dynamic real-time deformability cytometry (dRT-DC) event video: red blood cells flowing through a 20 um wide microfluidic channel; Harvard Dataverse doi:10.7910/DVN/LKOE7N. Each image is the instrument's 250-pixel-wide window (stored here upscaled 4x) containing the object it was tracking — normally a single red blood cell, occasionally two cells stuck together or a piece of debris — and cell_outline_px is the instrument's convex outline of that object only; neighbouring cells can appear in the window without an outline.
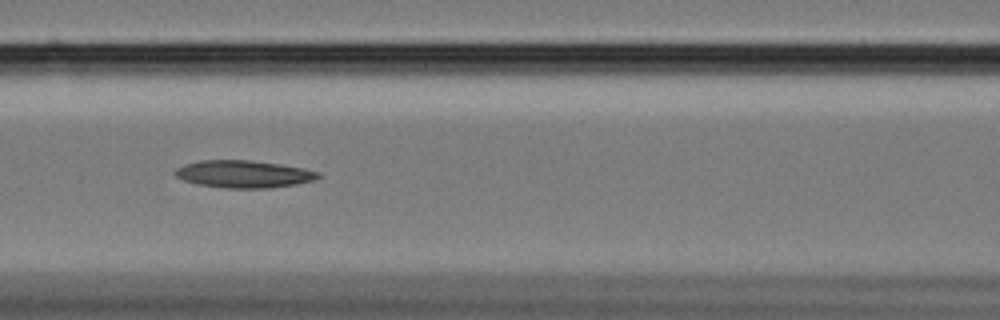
{"species": "Egyptian fruit bat (a non-hibernating species)", "species_latin": "Rousettus aegyptiacus", "temperature_condition": "cold", "stored_images_in_passage": 22, "camera_frame_rate_fps": 3000, "um_per_image_px": 0.085, "animal": {"sex": "female"}, "frame": {"image": 1, "passage_image": 11, "time_ms": 3.333, "image_size_px": [1000, 320], "cell_outline_px": [[320, 176], [316, 180], [296, 184], [268, 188], [224, 188], [200, 184], [184, 180], [176, 176], [172, 172], [176, 168], [200, 160], [248, 160], [280, 164], [304, 168], [320, 172]], "centroid_in_image_um": [20.74, 14.79], "position_along_channel_um": 145.9, "area_um2": 22.72}}
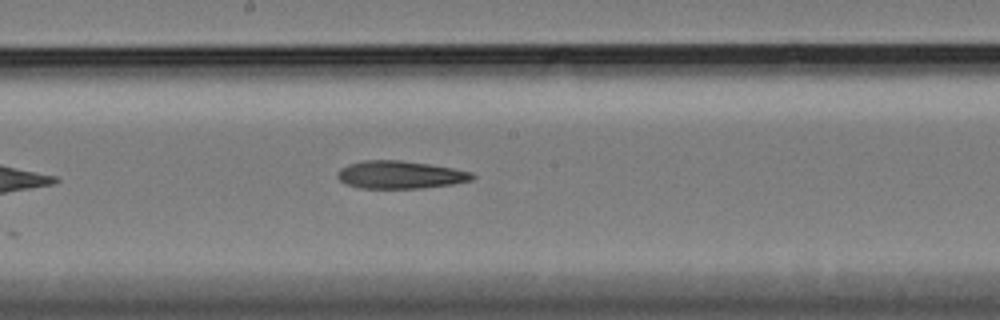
{"frame": {"image": 2, "passage_image": 17, "time_ms": 5.333, "image_size_px": [1000, 320], "cell_outline_px": [[476, 176], [472, 180], [452, 184], [424, 188], [360, 188], [344, 184], [336, 176], [336, 172], [340, 168], [348, 164], [364, 160], [400, 160], [428, 164], [452, 168], [472, 172]], "centroid_in_image_um": [33.97, 14.86], "position_along_channel_um": 214.2, "area_um2": 21.91}}
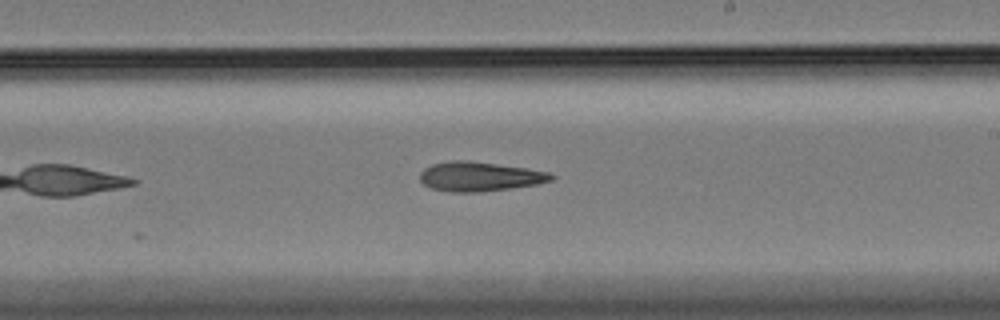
{"frame": {"image": 3, "passage_image": 20, "time_ms": 6.333, "image_size_px": [1000, 320], "cell_outline_px": [[556, 176], [552, 180], [536, 184], [508, 188], [476, 192], [452, 192], [432, 188], [424, 184], [420, 180], [420, 172], [424, 168], [432, 164], [452, 160], [468, 160], [524, 168], [548, 172]], "centroid_in_image_um": [40.73, 14.99], "position_along_channel_um": 248.3, "area_um2": 22.2}}